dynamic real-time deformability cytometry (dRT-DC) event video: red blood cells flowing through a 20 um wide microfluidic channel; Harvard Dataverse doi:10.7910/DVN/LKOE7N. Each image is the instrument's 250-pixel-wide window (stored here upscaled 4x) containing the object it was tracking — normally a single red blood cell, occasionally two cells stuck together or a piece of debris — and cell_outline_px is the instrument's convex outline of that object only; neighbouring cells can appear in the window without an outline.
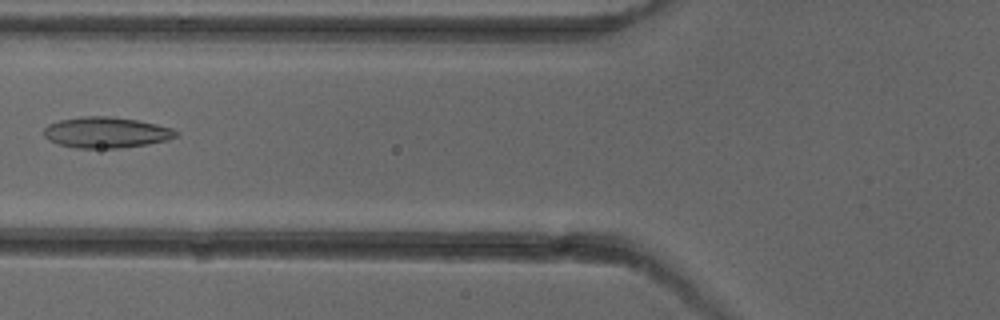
{"species": "common noctule bat (a hibernating species)", "species_latin": "Nyctalus noctula", "temperature_condition": "cold", "stored_images_in_passage": 7, "camera_frame_rate_fps": 3000, "um_per_image_px": 0.085, "animal": {"sex": "female"}, "frame": {"image": 1, "passage_image": 6, "time_ms": 6.0, "image_size_px": [1000, 320], "cell_outline_px": [[180, 132], [176, 136], [168, 140], [148, 144], [120, 148], [76, 148], [56, 144], [48, 140], [44, 136], [44, 128], [48, 124], [60, 120], [80, 116], [112, 116], [136, 120], [156, 124], [172, 128]], "centroid_in_image_um": [9.01, 11.26], "position_along_channel_um": 116.8, "area_um2": 23.99}}
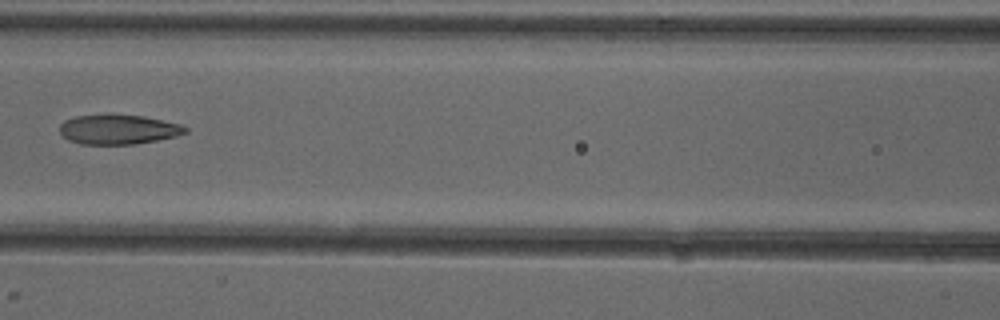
{"frame": {"image": 2, "passage_image": 7, "time_ms": 7.0, "image_size_px": [1000, 320], "cell_outline_px": [[188, 132], [176, 136], [156, 140], [132, 144], [80, 144], [68, 140], [60, 132], [60, 124], [64, 120], [76, 116], [104, 112], [144, 116], [180, 124], [188, 128]], "centroid_in_image_um": [10.02, 10.96], "position_along_channel_um": 156.6, "area_um2": 22.2}}